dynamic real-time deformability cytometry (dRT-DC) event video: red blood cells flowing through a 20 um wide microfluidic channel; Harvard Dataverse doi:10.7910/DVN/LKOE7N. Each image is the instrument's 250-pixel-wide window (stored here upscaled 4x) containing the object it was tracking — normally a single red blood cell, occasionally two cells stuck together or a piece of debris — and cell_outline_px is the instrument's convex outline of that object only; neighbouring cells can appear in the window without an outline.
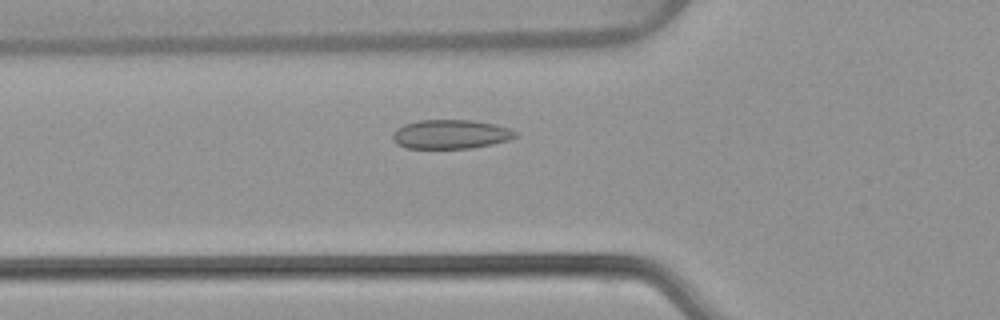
{"species": "common noctule bat (a hibernating species)", "species_latin": "Nyctalus noctula", "temperature_condition": "warm", "stored_images_in_passage": 49, "camera_frame_rate_fps": 3000, "um_per_image_px": 0.085, "animal": {"sex": "female", "body_mass_g": 22.7, "forearm_length_mm": 54.2}, "frame": {"image": 1, "passage_image": 15, "time_ms": 4.667, "image_size_px": [1000, 320], "cell_outline_px": [[520, 136], [508, 140], [492, 144], [472, 148], [404, 148], [396, 144], [392, 140], [392, 132], [396, 128], [404, 124], [420, 120], [472, 120], [496, 124], [508, 128], [516, 132]], "centroid_in_image_um": [38.29, 11.41], "position_along_channel_um": 87.5, "area_um2": 21.04}}
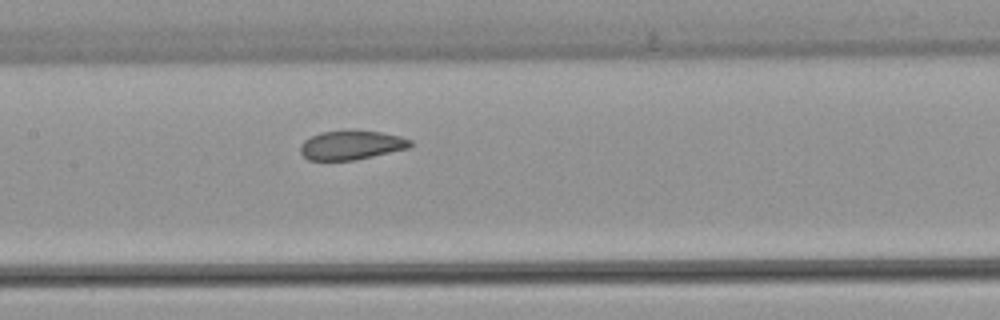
{"frame": {"image": 2, "passage_image": 22, "time_ms": 7.0, "image_size_px": [1000, 320], "cell_outline_px": [[412, 144], [408, 148], [356, 160], [308, 160], [300, 152], [300, 144], [304, 140], [320, 132], [380, 132], [400, 136], [412, 140]], "centroid_in_image_um": [29.85, 12.36], "position_along_channel_um": 177.5, "area_um2": 18.21}}
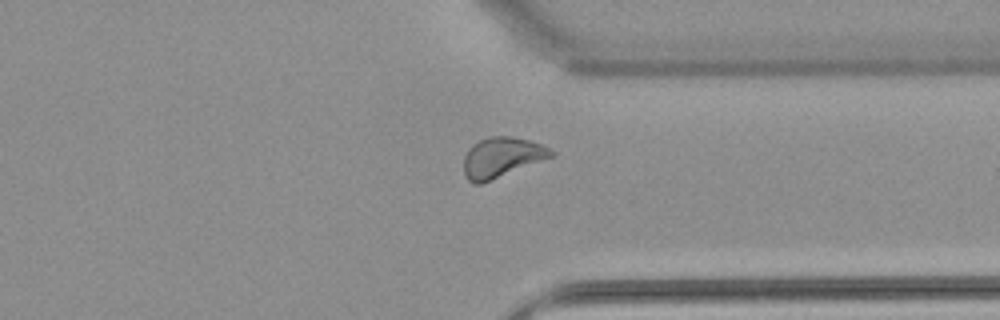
{"frame": {"image": 3, "passage_image": 37, "time_ms": 12.0, "image_size_px": [1000, 320], "cell_outline_px": [[556, 152], [552, 156], [480, 184], [472, 184], [468, 180], [464, 172], [464, 156], [468, 148], [472, 144], [488, 136], [512, 136], [528, 140], [540, 144]], "centroid_in_image_um": [42.59, 13.36], "position_along_channel_um": 368.8, "area_um2": 20.11}, "authors_computed_cell_mechanics": {"area_um2": 20.4034, "velocity_mm_per_s": 3.8372, "shape_relaxation_time_tau1_ms": null, "shape_relaxation_time_tau2_ms": 1.0289, "deformation_change_tau1": null, "deformation_change_tau2": 0.0565}}